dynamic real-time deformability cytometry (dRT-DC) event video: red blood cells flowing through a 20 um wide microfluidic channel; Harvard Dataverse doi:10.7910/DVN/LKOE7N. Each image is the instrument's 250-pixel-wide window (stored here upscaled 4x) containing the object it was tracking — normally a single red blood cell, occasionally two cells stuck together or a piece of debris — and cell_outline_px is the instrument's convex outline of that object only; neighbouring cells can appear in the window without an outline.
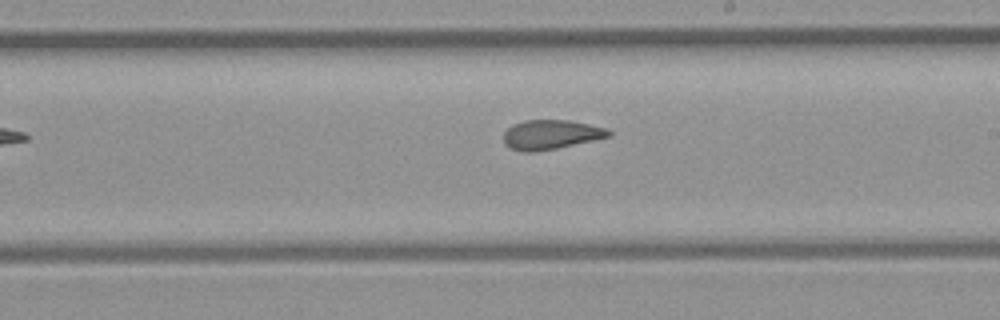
{"species": "common noctule bat (a hibernating species)", "species_latin": "Nyctalus noctula", "temperature_condition": "room temperature", "stored_images_in_passage": 11, "segment_of_instrument_passage": [2, 2], "camera_frame_rate_fps": 3000, "um_per_image_px": 0.085, "animal": {"sex": "female", "body_mass_g": 21.9}, "frame": {"image": 1, "passage_image": 11, "time_ms": 12.333, "image_size_px": [1000, 320], "cell_outline_px": [[612, 136], [556, 148], [532, 152], [524, 152], [508, 148], [504, 144], [504, 132], [512, 124], [524, 120], [568, 120], [608, 128], [612, 132]], "centroid_in_image_um": [46.81, 11.44], "position_along_channel_um": 242.2, "area_um2": 18.09}}